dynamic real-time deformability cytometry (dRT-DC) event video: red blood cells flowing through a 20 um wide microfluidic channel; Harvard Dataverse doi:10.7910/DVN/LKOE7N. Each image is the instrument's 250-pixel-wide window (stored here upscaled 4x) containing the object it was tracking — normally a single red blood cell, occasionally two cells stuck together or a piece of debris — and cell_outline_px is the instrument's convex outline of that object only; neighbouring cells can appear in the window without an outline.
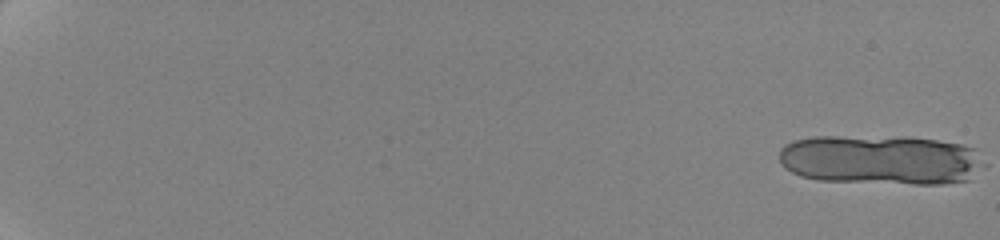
{"species": "human", "species_latin": "Homo sapiens", "temperature_condition": "cold", "stored_images_in_passage": 21, "camera_frame_rate_fps": 3000, "um_per_image_px": 0.085, "donor": {"sex": "female"}, "frame": {"image": 1, "passage_image": 1, "time_ms": 0.0, "image_size_px": [1000, 240], "cell_outline_px": [[976, 164], [968, 180], [944, 184], [916, 184], [820, 180], [800, 176], [784, 168], [780, 160], [780, 148], [784, 144], [792, 140], [812, 136], [904, 136], [936, 140], [960, 144], [976, 148]], "centroid_in_image_um": [74.72, 13.56], "position_along_channel_um": 10.3, "area_um2": 59.13}}